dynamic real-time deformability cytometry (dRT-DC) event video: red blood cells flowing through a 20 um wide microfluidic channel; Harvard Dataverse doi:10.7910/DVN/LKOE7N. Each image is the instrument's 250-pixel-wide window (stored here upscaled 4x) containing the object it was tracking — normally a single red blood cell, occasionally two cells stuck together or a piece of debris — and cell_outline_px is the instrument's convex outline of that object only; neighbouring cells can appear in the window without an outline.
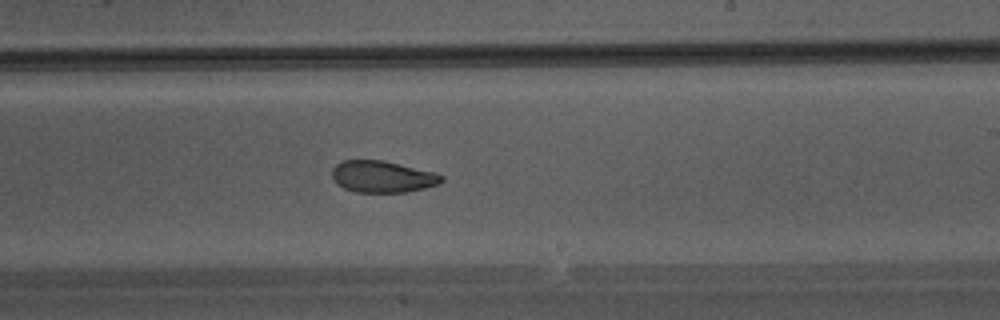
{"species": "Egyptian fruit bat (a non-hibernating species)", "species_latin": "Rousettus aegyptiacus", "temperature_condition": "warm", "stored_images_in_passage": 35, "camera_frame_rate_fps": 3000, "um_per_image_px": 0.085, "animal": {"sex": "male"}, "frame": {"image": 1, "passage_image": 20, "time_ms": 6.333, "image_size_px": [1000, 320], "cell_outline_px": [[444, 180], [440, 184], [408, 192], [356, 192], [344, 188], [332, 176], [332, 168], [336, 164], [344, 160], [384, 160], [436, 172], [444, 176]], "centroid_in_image_um": [32.57, 15.01], "position_along_channel_um": 256.4, "area_um2": 20.29}}